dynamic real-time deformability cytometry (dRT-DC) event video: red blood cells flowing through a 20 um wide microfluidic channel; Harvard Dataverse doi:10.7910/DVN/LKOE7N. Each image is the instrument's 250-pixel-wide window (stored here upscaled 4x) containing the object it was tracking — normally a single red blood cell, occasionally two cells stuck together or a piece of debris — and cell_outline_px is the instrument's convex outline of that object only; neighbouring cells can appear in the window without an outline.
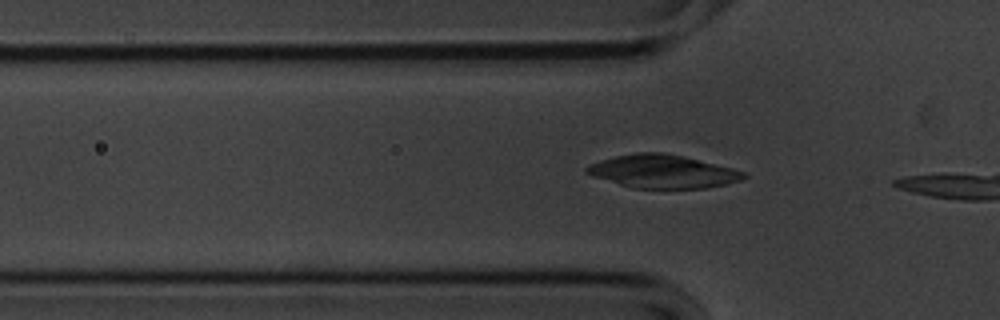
{"species": "common noctule bat (a hibernating species)", "species_latin": "Nyctalus noctula", "temperature_condition": "cold", "stored_images_in_passage": 7, "camera_frame_rate_fps": 3000, "um_per_image_px": 0.085, "animal": {"sex": "male", "body_mass_g": 20.1, "forearm_length_mm": 53.5}, "frame": {"image": 1, "passage_image": 4, "time_ms": 1.0, "image_size_px": [1000, 320], "cell_outline_px": [[748, 176], [740, 180], [708, 188], [632, 188], [592, 176], [584, 172], [584, 168], [588, 164], [600, 160], [616, 156], [636, 152], [664, 152], [732, 168], [744, 172]], "centroid_in_image_um": [56.27, 14.57], "position_along_channel_um": 69.5, "area_um2": 30.23}}